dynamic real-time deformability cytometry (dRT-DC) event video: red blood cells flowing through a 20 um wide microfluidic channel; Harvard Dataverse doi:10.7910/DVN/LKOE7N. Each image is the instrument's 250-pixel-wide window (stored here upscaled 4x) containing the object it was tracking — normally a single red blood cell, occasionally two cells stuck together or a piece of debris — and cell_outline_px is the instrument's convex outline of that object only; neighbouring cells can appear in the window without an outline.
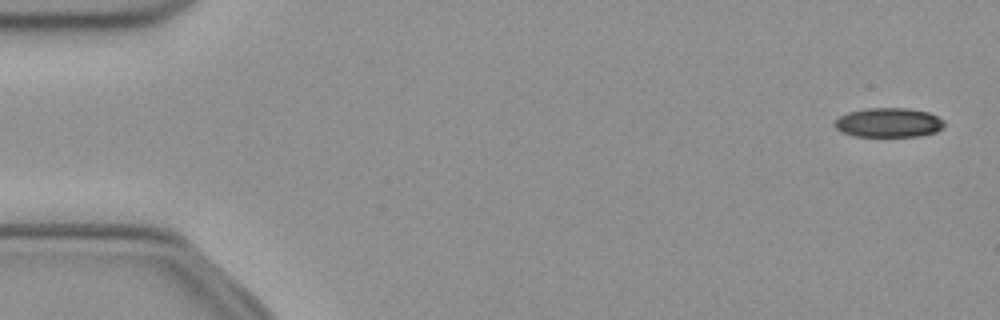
{"species": "common noctule bat (a hibernating species)", "species_latin": "Nyctalus noctula", "temperature_condition": "cold", "stored_images_in_passage": 51, "camera_frame_rate_fps": 3000, "um_per_image_px": 0.085, "animal": {"sex": "female", "body_mass_g": 21.9}, "frame": {"image": 1, "passage_image": 1, "time_ms": 0.0, "image_size_px": [1000, 320], "cell_outline_px": [[944, 124], [936, 132], [920, 136], [856, 136], [840, 132], [832, 124], [840, 116], [848, 112], [864, 108], [908, 108], [928, 112], [944, 120]], "centroid_in_image_um": [75.5, 10.41], "position_along_channel_um": 9.5, "area_um2": 18.79}}
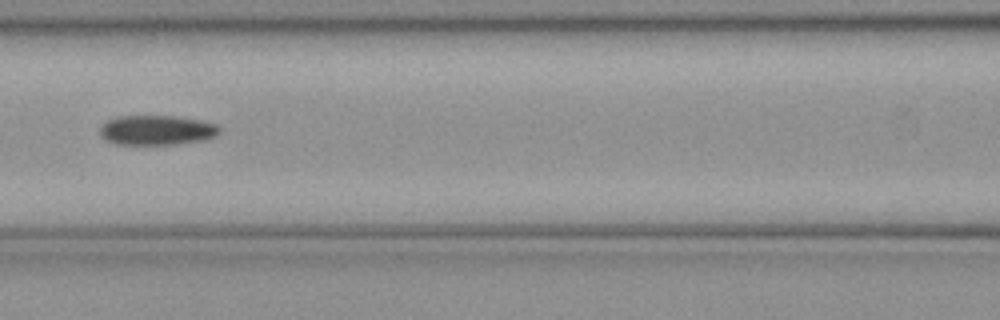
{"frame": {"image": 2, "passage_image": 22, "time_ms": 7.0, "image_size_px": [1000, 320], "cell_outline_px": [[220, 132], [216, 136], [200, 140], [176, 144], [116, 144], [104, 140], [100, 136], [100, 128], [108, 120], [116, 116], [176, 116], [200, 120], [216, 124], [220, 128]], "centroid_in_image_um": [13.3, 11.06], "position_along_channel_um": 153.3, "area_um2": 20.69}}
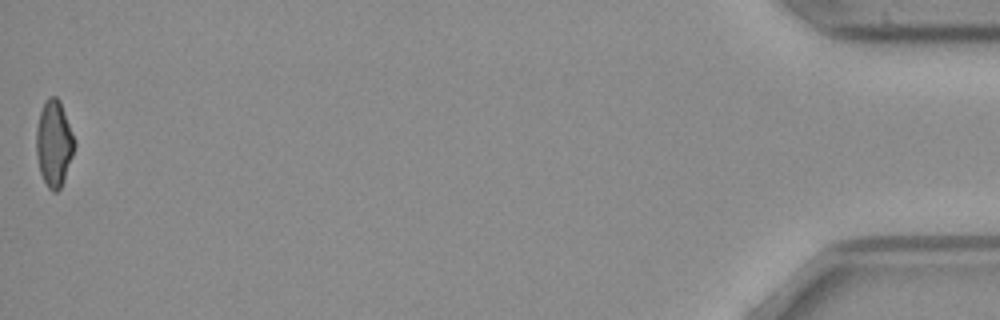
{"frame": {"image": 3, "passage_image": 51, "time_ms": 16.667, "image_size_px": [1000, 320], "cell_outline_px": [[76, 144], [72, 156], [60, 188], [56, 192], [52, 192], [48, 188], [40, 172], [36, 152], [36, 128], [40, 112], [44, 100], [48, 96], [56, 96], [60, 100]], "centroid_in_image_um": [4.57, 12.16], "position_along_channel_um": 430.6, "area_um2": 19.02}}